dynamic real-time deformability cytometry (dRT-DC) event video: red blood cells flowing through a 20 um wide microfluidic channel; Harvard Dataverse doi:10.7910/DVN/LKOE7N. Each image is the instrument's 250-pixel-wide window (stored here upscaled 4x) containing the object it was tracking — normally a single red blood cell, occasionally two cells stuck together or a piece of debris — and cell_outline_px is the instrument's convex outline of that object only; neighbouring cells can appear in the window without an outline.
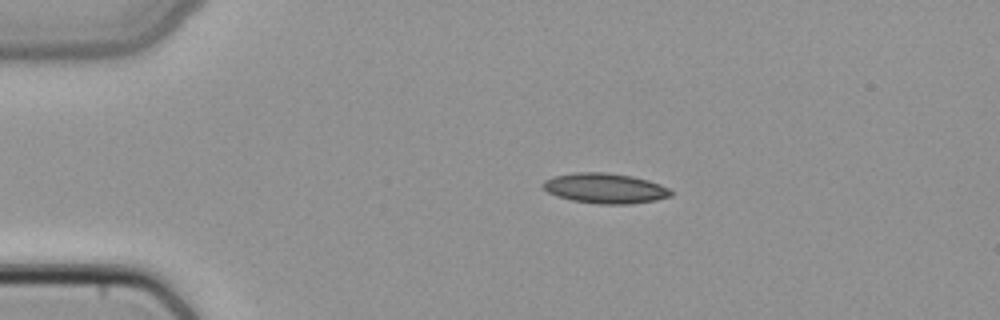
{"species": "common noctule bat (a hibernating species)", "species_latin": "Nyctalus noctula", "temperature_condition": "cold", "stored_images_in_passage": 2, "camera_frame_rate_fps": 3000, "um_per_image_px": 0.085, "animal": {"sex": "female", "body_mass_g": 22.7, "forearm_length_mm": 54.2}, "frame": {"image": 1, "passage_image": 1, "time_ms": 0.0, "image_size_px": [1000, 320], "cell_outline_px": [[672, 196], [656, 200], [628, 204], [600, 204], [572, 200], [556, 196], [548, 192], [540, 184], [544, 180], [552, 176], [572, 172], [604, 172], [632, 176], [648, 180], [660, 184], [668, 188], [672, 192]], "centroid_in_image_um": [51.4, 15.99], "position_along_channel_um": 33.6, "area_um2": 22.6}}
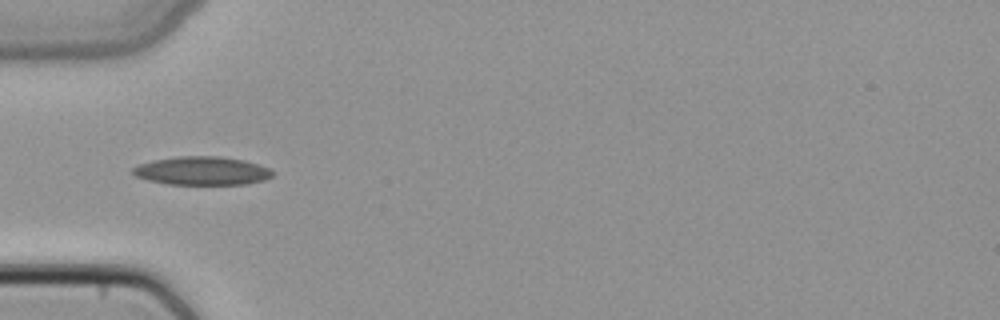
{"frame": {"image": 2, "passage_image": 2, "time_ms": 0.333, "image_size_px": [1000, 320], "cell_outline_px": [[272, 176], [264, 180], [248, 184], [168, 184], [148, 180], [136, 176], [132, 172], [132, 168], [136, 164], [152, 160], [176, 156], [220, 156], [244, 160], [272, 168]], "centroid_in_image_um": [17.16, 14.51], "position_along_channel_um": 67.8, "area_um2": 23.35}}